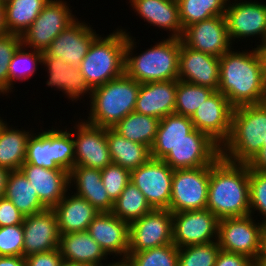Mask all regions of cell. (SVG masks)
I'll return each instance as SVG.
<instances>
[{
    "mask_svg": "<svg viewBox=\"0 0 266 266\" xmlns=\"http://www.w3.org/2000/svg\"><path fill=\"white\" fill-rule=\"evenodd\" d=\"M229 51L219 57L218 91L235 108L266 101V77L258 47L252 50Z\"/></svg>",
    "mask_w": 266,
    "mask_h": 266,
    "instance_id": "1",
    "label": "cell"
},
{
    "mask_svg": "<svg viewBox=\"0 0 266 266\" xmlns=\"http://www.w3.org/2000/svg\"><path fill=\"white\" fill-rule=\"evenodd\" d=\"M219 220L250 215L249 167L220 157L210 165L207 207Z\"/></svg>",
    "mask_w": 266,
    "mask_h": 266,
    "instance_id": "2",
    "label": "cell"
},
{
    "mask_svg": "<svg viewBox=\"0 0 266 266\" xmlns=\"http://www.w3.org/2000/svg\"><path fill=\"white\" fill-rule=\"evenodd\" d=\"M127 33L124 73L138 83L178 79L181 38L163 39L136 56V42Z\"/></svg>",
    "mask_w": 266,
    "mask_h": 266,
    "instance_id": "3",
    "label": "cell"
},
{
    "mask_svg": "<svg viewBox=\"0 0 266 266\" xmlns=\"http://www.w3.org/2000/svg\"><path fill=\"white\" fill-rule=\"evenodd\" d=\"M266 141V101L235 107L231 132L221 147V157L232 163L247 164Z\"/></svg>",
    "mask_w": 266,
    "mask_h": 266,
    "instance_id": "4",
    "label": "cell"
},
{
    "mask_svg": "<svg viewBox=\"0 0 266 266\" xmlns=\"http://www.w3.org/2000/svg\"><path fill=\"white\" fill-rule=\"evenodd\" d=\"M140 83L125 73L104 85L92 89L90 112L86 122L103 128H113L135 110Z\"/></svg>",
    "mask_w": 266,
    "mask_h": 266,
    "instance_id": "5",
    "label": "cell"
},
{
    "mask_svg": "<svg viewBox=\"0 0 266 266\" xmlns=\"http://www.w3.org/2000/svg\"><path fill=\"white\" fill-rule=\"evenodd\" d=\"M101 36L93 40L79 66L91 90L124 74L126 29L117 28L106 37Z\"/></svg>",
    "mask_w": 266,
    "mask_h": 266,
    "instance_id": "6",
    "label": "cell"
},
{
    "mask_svg": "<svg viewBox=\"0 0 266 266\" xmlns=\"http://www.w3.org/2000/svg\"><path fill=\"white\" fill-rule=\"evenodd\" d=\"M209 180L210 166L174 170L168 209L172 213L206 209Z\"/></svg>",
    "mask_w": 266,
    "mask_h": 266,
    "instance_id": "7",
    "label": "cell"
},
{
    "mask_svg": "<svg viewBox=\"0 0 266 266\" xmlns=\"http://www.w3.org/2000/svg\"><path fill=\"white\" fill-rule=\"evenodd\" d=\"M67 1L49 0L41 13L22 34V44L44 52L51 42L77 18Z\"/></svg>",
    "mask_w": 266,
    "mask_h": 266,
    "instance_id": "8",
    "label": "cell"
},
{
    "mask_svg": "<svg viewBox=\"0 0 266 266\" xmlns=\"http://www.w3.org/2000/svg\"><path fill=\"white\" fill-rule=\"evenodd\" d=\"M128 253L173 243V216L169 209H153L129 224Z\"/></svg>",
    "mask_w": 266,
    "mask_h": 266,
    "instance_id": "9",
    "label": "cell"
},
{
    "mask_svg": "<svg viewBox=\"0 0 266 266\" xmlns=\"http://www.w3.org/2000/svg\"><path fill=\"white\" fill-rule=\"evenodd\" d=\"M174 170L163 160L150 158L130 171V181L143 193L153 209H168Z\"/></svg>",
    "mask_w": 266,
    "mask_h": 266,
    "instance_id": "10",
    "label": "cell"
},
{
    "mask_svg": "<svg viewBox=\"0 0 266 266\" xmlns=\"http://www.w3.org/2000/svg\"><path fill=\"white\" fill-rule=\"evenodd\" d=\"M252 215L219 220L218 243L221 250L239 253L256 261L260 249L262 222Z\"/></svg>",
    "mask_w": 266,
    "mask_h": 266,
    "instance_id": "11",
    "label": "cell"
},
{
    "mask_svg": "<svg viewBox=\"0 0 266 266\" xmlns=\"http://www.w3.org/2000/svg\"><path fill=\"white\" fill-rule=\"evenodd\" d=\"M221 157V146L209 135L193 129L162 159L173 170L210 166Z\"/></svg>",
    "mask_w": 266,
    "mask_h": 266,
    "instance_id": "12",
    "label": "cell"
},
{
    "mask_svg": "<svg viewBox=\"0 0 266 266\" xmlns=\"http://www.w3.org/2000/svg\"><path fill=\"white\" fill-rule=\"evenodd\" d=\"M173 244L178 248L218 241L219 219L208 209L172 213Z\"/></svg>",
    "mask_w": 266,
    "mask_h": 266,
    "instance_id": "13",
    "label": "cell"
},
{
    "mask_svg": "<svg viewBox=\"0 0 266 266\" xmlns=\"http://www.w3.org/2000/svg\"><path fill=\"white\" fill-rule=\"evenodd\" d=\"M228 0L225 19L230 41L245 39L246 37H260V45L266 43V3L254 1ZM232 4H231V3ZM235 39V40H234Z\"/></svg>",
    "mask_w": 266,
    "mask_h": 266,
    "instance_id": "14",
    "label": "cell"
},
{
    "mask_svg": "<svg viewBox=\"0 0 266 266\" xmlns=\"http://www.w3.org/2000/svg\"><path fill=\"white\" fill-rule=\"evenodd\" d=\"M83 120L75 124V132L71 130L74 137V166L102 170L112 163L106 140V128Z\"/></svg>",
    "mask_w": 266,
    "mask_h": 266,
    "instance_id": "15",
    "label": "cell"
},
{
    "mask_svg": "<svg viewBox=\"0 0 266 266\" xmlns=\"http://www.w3.org/2000/svg\"><path fill=\"white\" fill-rule=\"evenodd\" d=\"M233 109L222 93L214 91L197 108L191 121L195 129L206 133L222 147L230 136Z\"/></svg>",
    "mask_w": 266,
    "mask_h": 266,
    "instance_id": "16",
    "label": "cell"
},
{
    "mask_svg": "<svg viewBox=\"0 0 266 266\" xmlns=\"http://www.w3.org/2000/svg\"><path fill=\"white\" fill-rule=\"evenodd\" d=\"M181 41L194 50L215 57H221L233 47L224 15L214 16L186 27Z\"/></svg>",
    "mask_w": 266,
    "mask_h": 266,
    "instance_id": "17",
    "label": "cell"
},
{
    "mask_svg": "<svg viewBox=\"0 0 266 266\" xmlns=\"http://www.w3.org/2000/svg\"><path fill=\"white\" fill-rule=\"evenodd\" d=\"M98 35L90 24L77 18L51 42L43 56L60 57L65 63L79 67Z\"/></svg>",
    "mask_w": 266,
    "mask_h": 266,
    "instance_id": "18",
    "label": "cell"
},
{
    "mask_svg": "<svg viewBox=\"0 0 266 266\" xmlns=\"http://www.w3.org/2000/svg\"><path fill=\"white\" fill-rule=\"evenodd\" d=\"M23 257L52 251L59 247L60 233L52 208L25 216L23 221Z\"/></svg>",
    "mask_w": 266,
    "mask_h": 266,
    "instance_id": "19",
    "label": "cell"
},
{
    "mask_svg": "<svg viewBox=\"0 0 266 266\" xmlns=\"http://www.w3.org/2000/svg\"><path fill=\"white\" fill-rule=\"evenodd\" d=\"M219 57L194 50L181 41L178 80L218 91Z\"/></svg>",
    "mask_w": 266,
    "mask_h": 266,
    "instance_id": "20",
    "label": "cell"
},
{
    "mask_svg": "<svg viewBox=\"0 0 266 266\" xmlns=\"http://www.w3.org/2000/svg\"><path fill=\"white\" fill-rule=\"evenodd\" d=\"M87 232L109 256L126 259L129 250V223L112 212H99L90 223ZM115 254V255H114Z\"/></svg>",
    "mask_w": 266,
    "mask_h": 266,
    "instance_id": "21",
    "label": "cell"
},
{
    "mask_svg": "<svg viewBox=\"0 0 266 266\" xmlns=\"http://www.w3.org/2000/svg\"><path fill=\"white\" fill-rule=\"evenodd\" d=\"M20 170L30 181L41 203L53 208L69 189V172L64 169H47L23 163Z\"/></svg>",
    "mask_w": 266,
    "mask_h": 266,
    "instance_id": "22",
    "label": "cell"
},
{
    "mask_svg": "<svg viewBox=\"0 0 266 266\" xmlns=\"http://www.w3.org/2000/svg\"><path fill=\"white\" fill-rule=\"evenodd\" d=\"M177 79L140 84L135 110L158 119L174 114Z\"/></svg>",
    "mask_w": 266,
    "mask_h": 266,
    "instance_id": "23",
    "label": "cell"
},
{
    "mask_svg": "<svg viewBox=\"0 0 266 266\" xmlns=\"http://www.w3.org/2000/svg\"><path fill=\"white\" fill-rule=\"evenodd\" d=\"M42 65L48 73L47 86L55 87L72 101L81 100L91 89L86 84L78 66L65 63L60 57L42 56ZM81 96V97H80Z\"/></svg>",
    "mask_w": 266,
    "mask_h": 266,
    "instance_id": "24",
    "label": "cell"
},
{
    "mask_svg": "<svg viewBox=\"0 0 266 266\" xmlns=\"http://www.w3.org/2000/svg\"><path fill=\"white\" fill-rule=\"evenodd\" d=\"M52 209L57 218L60 235L87 231L90 223L100 212L86 199L76 195L75 192L70 195L68 191Z\"/></svg>",
    "mask_w": 266,
    "mask_h": 266,
    "instance_id": "25",
    "label": "cell"
},
{
    "mask_svg": "<svg viewBox=\"0 0 266 266\" xmlns=\"http://www.w3.org/2000/svg\"><path fill=\"white\" fill-rule=\"evenodd\" d=\"M59 251L64 261L87 266H105L108 255L87 231L60 235Z\"/></svg>",
    "mask_w": 266,
    "mask_h": 266,
    "instance_id": "26",
    "label": "cell"
},
{
    "mask_svg": "<svg viewBox=\"0 0 266 266\" xmlns=\"http://www.w3.org/2000/svg\"><path fill=\"white\" fill-rule=\"evenodd\" d=\"M137 15L152 26L172 32L168 37L181 38L183 27L178 3L173 0H129Z\"/></svg>",
    "mask_w": 266,
    "mask_h": 266,
    "instance_id": "27",
    "label": "cell"
},
{
    "mask_svg": "<svg viewBox=\"0 0 266 266\" xmlns=\"http://www.w3.org/2000/svg\"><path fill=\"white\" fill-rule=\"evenodd\" d=\"M73 185H75L74 189H76L75 194L86 199L97 210L100 212L112 211L114 202L110 199L103 186L101 170L84 166H73L69 172V188L71 189Z\"/></svg>",
    "mask_w": 266,
    "mask_h": 266,
    "instance_id": "28",
    "label": "cell"
},
{
    "mask_svg": "<svg viewBox=\"0 0 266 266\" xmlns=\"http://www.w3.org/2000/svg\"><path fill=\"white\" fill-rule=\"evenodd\" d=\"M194 129L190 117L170 114L160 119L151 158L163 159L172 148L187 138Z\"/></svg>",
    "mask_w": 266,
    "mask_h": 266,
    "instance_id": "29",
    "label": "cell"
},
{
    "mask_svg": "<svg viewBox=\"0 0 266 266\" xmlns=\"http://www.w3.org/2000/svg\"><path fill=\"white\" fill-rule=\"evenodd\" d=\"M13 128V129H12ZM32 129H15L0 117V166L10 171L20 170L25 162L27 145Z\"/></svg>",
    "mask_w": 266,
    "mask_h": 266,
    "instance_id": "30",
    "label": "cell"
},
{
    "mask_svg": "<svg viewBox=\"0 0 266 266\" xmlns=\"http://www.w3.org/2000/svg\"><path fill=\"white\" fill-rule=\"evenodd\" d=\"M106 140L112 163L132 171L151 158V149L119 135L112 128H106Z\"/></svg>",
    "mask_w": 266,
    "mask_h": 266,
    "instance_id": "31",
    "label": "cell"
},
{
    "mask_svg": "<svg viewBox=\"0 0 266 266\" xmlns=\"http://www.w3.org/2000/svg\"><path fill=\"white\" fill-rule=\"evenodd\" d=\"M24 215L41 212L46 207L38 198L36 190L21 170L10 171L4 195Z\"/></svg>",
    "mask_w": 266,
    "mask_h": 266,
    "instance_id": "32",
    "label": "cell"
},
{
    "mask_svg": "<svg viewBox=\"0 0 266 266\" xmlns=\"http://www.w3.org/2000/svg\"><path fill=\"white\" fill-rule=\"evenodd\" d=\"M160 119L133 111L112 129L119 135L150 149L154 144Z\"/></svg>",
    "mask_w": 266,
    "mask_h": 266,
    "instance_id": "33",
    "label": "cell"
},
{
    "mask_svg": "<svg viewBox=\"0 0 266 266\" xmlns=\"http://www.w3.org/2000/svg\"><path fill=\"white\" fill-rule=\"evenodd\" d=\"M49 0H9L5 3V23L11 34L22 36Z\"/></svg>",
    "mask_w": 266,
    "mask_h": 266,
    "instance_id": "34",
    "label": "cell"
},
{
    "mask_svg": "<svg viewBox=\"0 0 266 266\" xmlns=\"http://www.w3.org/2000/svg\"><path fill=\"white\" fill-rule=\"evenodd\" d=\"M152 210L143 193L130 181L114 201L111 212L130 224Z\"/></svg>",
    "mask_w": 266,
    "mask_h": 266,
    "instance_id": "35",
    "label": "cell"
},
{
    "mask_svg": "<svg viewBox=\"0 0 266 266\" xmlns=\"http://www.w3.org/2000/svg\"><path fill=\"white\" fill-rule=\"evenodd\" d=\"M183 30L214 16L225 15L228 0H178Z\"/></svg>",
    "mask_w": 266,
    "mask_h": 266,
    "instance_id": "36",
    "label": "cell"
},
{
    "mask_svg": "<svg viewBox=\"0 0 266 266\" xmlns=\"http://www.w3.org/2000/svg\"><path fill=\"white\" fill-rule=\"evenodd\" d=\"M26 49V46L21 44L14 53L9 63L8 69V93L14 88L13 82L17 80H28L37 71L39 64L42 65L43 52L39 50Z\"/></svg>",
    "mask_w": 266,
    "mask_h": 266,
    "instance_id": "37",
    "label": "cell"
},
{
    "mask_svg": "<svg viewBox=\"0 0 266 266\" xmlns=\"http://www.w3.org/2000/svg\"><path fill=\"white\" fill-rule=\"evenodd\" d=\"M25 163L47 169H62L54 162L53 127L43 132H33L28 141Z\"/></svg>",
    "mask_w": 266,
    "mask_h": 266,
    "instance_id": "38",
    "label": "cell"
},
{
    "mask_svg": "<svg viewBox=\"0 0 266 266\" xmlns=\"http://www.w3.org/2000/svg\"><path fill=\"white\" fill-rule=\"evenodd\" d=\"M212 88L177 79L175 114L192 117L197 108L214 92Z\"/></svg>",
    "mask_w": 266,
    "mask_h": 266,
    "instance_id": "39",
    "label": "cell"
},
{
    "mask_svg": "<svg viewBox=\"0 0 266 266\" xmlns=\"http://www.w3.org/2000/svg\"><path fill=\"white\" fill-rule=\"evenodd\" d=\"M179 248L172 244L128 253L127 260L132 266H178Z\"/></svg>",
    "mask_w": 266,
    "mask_h": 266,
    "instance_id": "40",
    "label": "cell"
},
{
    "mask_svg": "<svg viewBox=\"0 0 266 266\" xmlns=\"http://www.w3.org/2000/svg\"><path fill=\"white\" fill-rule=\"evenodd\" d=\"M219 251L218 241L179 248L178 266H214Z\"/></svg>",
    "mask_w": 266,
    "mask_h": 266,
    "instance_id": "41",
    "label": "cell"
},
{
    "mask_svg": "<svg viewBox=\"0 0 266 266\" xmlns=\"http://www.w3.org/2000/svg\"><path fill=\"white\" fill-rule=\"evenodd\" d=\"M53 152L56 165L70 172L74 166L75 159L71 129L69 131L67 128L65 130L53 128Z\"/></svg>",
    "mask_w": 266,
    "mask_h": 266,
    "instance_id": "42",
    "label": "cell"
},
{
    "mask_svg": "<svg viewBox=\"0 0 266 266\" xmlns=\"http://www.w3.org/2000/svg\"><path fill=\"white\" fill-rule=\"evenodd\" d=\"M101 180L110 199L114 202L130 182V171L111 163L101 170Z\"/></svg>",
    "mask_w": 266,
    "mask_h": 266,
    "instance_id": "43",
    "label": "cell"
},
{
    "mask_svg": "<svg viewBox=\"0 0 266 266\" xmlns=\"http://www.w3.org/2000/svg\"><path fill=\"white\" fill-rule=\"evenodd\" d=\"M21 44L20 35L8 33L0 36V95H8L9 63Z\"/></svg>",
    "mask_w": 266,
    "mask_h": 266,
    "instance_id": "44",
    "label": "cell"
},
{
    "mask_svg": "<svg viewBox=\"0 0 266 266\" xmlns=\"http://www.w3.org/2000/svg\"><path fill=\"white\" fill-rule=\"evenodd\" d=\"M249 197H250V215L253 216L255 211L259 212L264 217L262 223L265 224L266 223V172H255L249 169Z\"/></svg>",
    "mask_w": 266,
    "mask_h": 266,
    "instance_id": "45",
    "label": "cell"
},
{
    "mask_svg": "<svg viewBox=\"0 0 266 266\" xmlns=\"http://www.w3.org/2000/svg\"><path fill=\"white\" fill-rule=\"evenodd\" d=\"M23 225L0 227V256L23 257Z\"/></svg>",
    "mask_w": 266,
    "mask_h": 266,
    "instance_id": "46",
    "label": "cell"
},
{
    "mask_svg": "<svg viewBox=\"0 0 266 266\" xmlns=\"http://www.w3.org/2000/svg\"><path fill=\"white\" fill-rule=\"evenodd\" d=\"M24 217L11 200L0 197V227L22 225Z\"/></svg>",
    "mask_w": 266,
    "mask_h": 266,
    "instance_id": "47",
    "label": "cell"
},
{
    "mask_svg": "<svg viewBox=\"0 0 266 266\" xmlns=\"http://www.w3.org/2000/svg\"><path fill=\"white\" fill-rule=\"evenodd\" d=\"M63 258L59 248L52 251L35 253L25 257V266H60Z\"/></svg>",
    "mask_w": 266,
    "mask_h": 266,
    "instance_id": "48",
    "label": "cell"
},
{
    "mask_svg": "<svg viewBox=\"0 0 266 266\" xmlns=\"http://www.w3.org/2000/svg\"><path fill=\"white\" fill-rule=\"evenodd\" d=\"M214 266H255V263L246 255L220 249Z\"/></svg>",
    "mask_w": 266,
    "mask_h": 266,
    "instance_id": "49",
    "label": "cell"
},
{
    "mask_svg": "<svg viewBox=\"0 0 266 266\" xmlns=\"http://www.w3.org/2000/svg\"><path fill=\"white\" fill-rule=\"evenodd\" d=\"M250 170L255 172H266V141H263V146L247 163Z\"/></svg>",
    "mask_w": 266,
    "mask_h": 266,
    "instance_id": "50",
    "label": "cell"
},
{
    "mask_svg": "<svg viewBox=\"0 0 266 266\" xmlns=\"http://www.w3.org/2000/svg\"><path fill=\"white\" fill-rule=\"evenodd\" d=\"M0 266H25V257L0 256Z\"/></svg>",
    "mask_w": 266,
    "mask_h": 266,
    "instance_id": "51",
    "label": "cell"
},
{
    "mask_svg": "<svg viewBox=\"0 0 266 266\" xmlns=\"http://www.w3.org/2000/svg\"><path fill=\"white\" fill-rule=\"evenodd\" d=\"M9 173V169L0 166V197L5 195Z\"/></svg>",
    "mask_w": 266,
    "mask_h": 266,
    "instance_id": "52",
    "label": "cell"
},
{
    "mask_svg": "<svg viewBox=\"0 0 266 266\" xmlns=\"http://www.w3.org/2000/svg\"><path fill=\"white\" fill-rule=\"evenodd\" d=\"M257 258H266V223H263L260 233V249Z\"/></svg>",
    "mask_w": 266,
    "mask_h": 266,
    "instance_id": "53",
    "label": "cell"
},
{
    "mask_svg": "<svg viewBox=\"0 0 266 266\" xmlns=\"http://www.w3.org/2000/svg\"><path fill=\"white\" fill-rule=\"evenodd\" d=\"M5 23V4L0 2V36L8 34Z\"/></svg>",
    "mask_w": 266,
    "mask_h": 266,
    "instance_id": "54",
    "label": "cell"
},
{
    "mask_svg": "<svg viewBox=\"0 0 266 266\" xmlns=\"http://www.w3.org/2000/svg\"><path fill=\"white\" fill-rule=\"evenodd\" d=\"M258 49L263 59L264 72H265V77H266V45L259 46Z\"/></svg>",
    "mask_w": 266,
    "mask_h": 266,
    "instance_id": "55",
    "label": "cell"
},
{
    "mask_svg": "<svg viewBox=\"0 0 266 266\" xmlns=\"http://www.w3.org/2000/svg\"><path fill=\"white\" fill-rule=\"evenodd\" d=\"M111 266H132L127 259H120L119 261H114Z\"/></svg>",
    "mask_w": 266,
    "mask_h": 266,
    "instance_id": "56",
    "label": "cell"
},
{
    "mask_svg": "<svg viewBox=\"0 0 266 266\" xmlns=\"http://www.w3.org/2000/svg\"><path fill=\"white\" fill-rule=\"evenodd\" d=\"M60 266H87V265H84V264H79V263H71V262H68V261H62Z\"/></svg>",
    "mask_w": 266,
    "mask_h": 266,
    "instance_id": "57",
    "label": "cell"
},
{
    "mask_svg": "<svg viewBox=\"0 0 266 266\" xmlns=\"http://www.w3.org/2000/svg\"><path fill=\"white\" fill-rule=\"evenodd\" d=\"M254 263L255 266H266V258H257Z\"/></svg>",
    "mask_w": 266,
    "mask_h": 266,
    "instance_id": "58",
    "label": "cell"
},
{
    "mask_svg": "<svg viewBox=\"0 0 266 266\" xmlns=\"http://www.w3.org/2000/svg\"><path fill=\"white\" fill-rule=\"evenodd\" d=\"M9 0H0L1 3H7Z\"/></svg>",
    "mask_w": 266,
    "mask_h": 266,
    "instance_id": "59",
    "label": "cell"
}]
</instances>
